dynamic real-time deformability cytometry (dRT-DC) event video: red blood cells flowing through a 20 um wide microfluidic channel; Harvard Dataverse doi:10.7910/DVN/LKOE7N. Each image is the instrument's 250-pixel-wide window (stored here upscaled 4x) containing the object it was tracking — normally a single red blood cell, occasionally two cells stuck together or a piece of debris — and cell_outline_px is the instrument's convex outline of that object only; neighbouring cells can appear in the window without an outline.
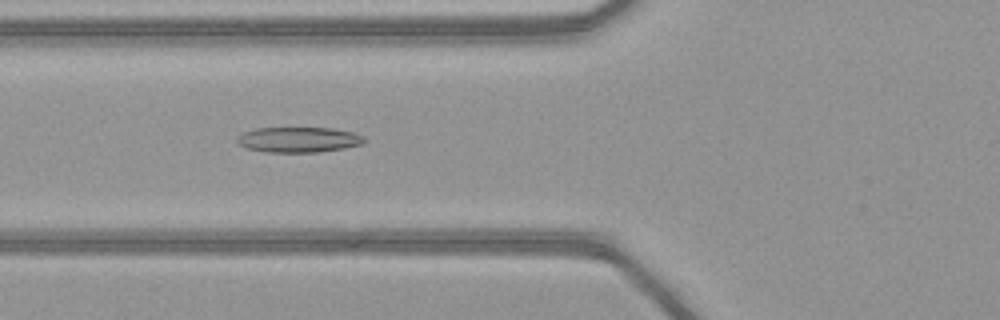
{"species": "common noctule bat (a hibernating species)", "species_latin": "Nyctalus noctula", "temperature_condition": "warm", "stored_images_in_passage": 37, "camera_frame_rate_fps": 3000, "um_per_image_px": 0.085, "animal": {"sex": "female", "body_mass_g": 21.9}, "frame": {"image": 1, "passage_image": 7, "time_ms": 2.0, "image_size_px": [1000, 320], "cell_outline_px": [[364, 144], [344, 148], [316, 152], [264, 152], [248, 148], [240, 144], [236, 140], [236, 136], [244, 132], [256, 128], [332, 128], [352, 132], [364, 136]], "centroid_in_image_um": [25.38, 11.87], "position_along_channel_um": 100.4, "area_um2": 18.73}}
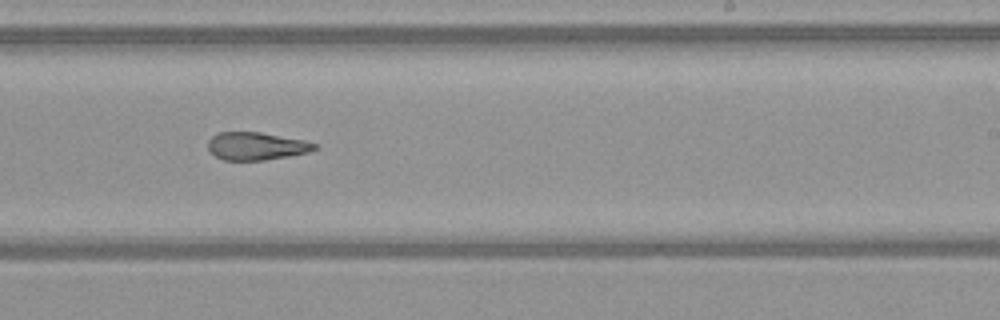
{"frame": {"image": 2, "passage_image": 19, "time_ms": 6.0, "image_size_px": [1000, 320], "cell_outline_px": [[316, 148], [308, 152], [288, 156], [264, 160], [224, 160], [208, 152], [208, 140], [212, 136], [220, 132], [260, 132], [304, 140], [316, 144]], "centroid_in_image_um": [21.74, 12.42], "position_along_channel_um": 267.3, "area_um2": 17.17}}
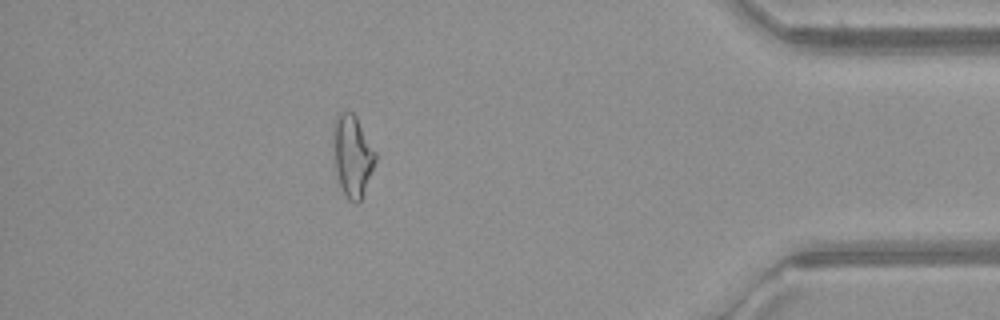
{"frame": {"image": 3, "passage_image": 32, "time_ms": 10.333, "image_size_px": [1000, 320], "cell_outline_px": [[376, 160], [360, 204], [356, 204], [348, 200], [340, 184], [336, 172], [332, 140], [332, 124], [336, 116], [340, 112], [352, 112], [356, 116], [376, 152]], "centroid_in_image_um": [29.94, 13.23], "position_along_channel_um": 405.3, "area_um2": 20.23}, "authors_computed_cell_mechanics": {"area_um2": 18.7272, "velocity_mm_per_s": 4.1533, "shape_relaxation_time_tau1_ms": null, "shape_relaxation_time_tau2_ms": 3.5152, "deformation_change_tau1": null, "deformation_change_tau2": 0.1367}}